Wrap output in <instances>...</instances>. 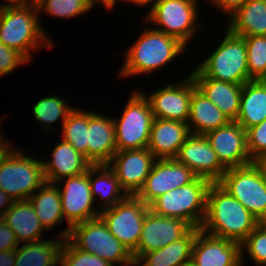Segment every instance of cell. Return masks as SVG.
<instances>
[{
    "label": "cell",
    "mask_w": 266,
    "mask_h": 266,
    "mask_svg": "<svg viewBox=\"0 0 266 266\" xmlns=\"http://www.w3.org/2000/svg\"><path fill=\"white\" fill-rule=\"evenodd\" d=\"M61 127V139L88 160V111L75 107Z\"/></svg>",
    "instance_id": "33"
},
{
    "label": "cell",
    "mask_w": 266,
    "mask_h": 266,
    "mask_svg": "<svg viewBox=\"0 0 266 266\" xmlns=\"http://www.w3.org/2000/svg\"><path fill=\"white\" fill-rule=\"evenodd\" d=\"M196 83L191 74L178 83L147 93L154 118L186 122L190 115V101Z\"/></svg>",
    "instance_id": "13"
},
{
    "label": "cell",
    "mask_w": 266,
    "mask_h": 266,
    "mask_svg": "<svg viewBox=\"0 0 266 266\" xmlns=\"http://www.w3.org/2000/svg\"><path fill=\"white\" fill-rule=\"evenodd\" d=\"M38 15L35 2L25 6L0 8V41L21 53L29 62L33 59L31 54L39 51L42 46H55L43 29Z\"/></svg>",
    "instance_id": "3"
},
{
    "label": "cell",
    "mask_w": 266,
    "mask_h": 266,
    "mask_svg": "<svg viewBox=\"0 0 266 266\" xmlns=\"http://www.w3.org/2000/svg\"><path fill=\"white\" fill-rule=\"evenodd\" d=\"M11 146L0 159V189L14 201L28 198L45 183L43 159Z\"/></svg>",
    "instance_id": "5"
},
{
    "label": "cell",
    "mask_w": 266,
    "mask_h": 266,
    "mask_svg": "<svg viewBox=\"0 0 266 266\" xmlns=\"http://www.w3.org/2000/svg\"><path fill=\"white\" fill-rule=\"evenodd\" d=\"M191 259L196 266H242L241 244L200 230L193 243Z\"/></svg>",
    "instance_id": "19"
},
{
    "label": "cell",
    "mask_w": 266,
    "mask_h": 266,
    "mask_svg": "<svg viewBox=\"0 0 266 266\" xmlns=\"http://www.w3.org/2000/svg\"><path fill=\"white\" fill-rule=\"evenodd\" d=\"M34 0H5V3L0 4V8L3 7H15V6H25L32 4Z\"/></svg>",
    "instance_id": "45"
},
{
    "label": "cell",
    "mask_w": 266,
    "mask_h": 266,
    "mask_svg": "<svg viewBox=\"0 0 266 266\" xmlns=\"http://www.w3.org/2000/svg\"><path fill=\"white\" fill-rule=\"evenodd\" d=\"M190 134L186 122L154 118L148 150L156 159H175Z\"/></svg>",
    "instance_id": "21"
},
{
    "label": "cell",
    "mask_w": 266,
    "mask_h": 266,
    "mask_svg": "<svg viewBox=\"0 0 266 266\" xmlns=\"http://www.w3.org/2000/svg\"><path fill=\"white\" fill-rule=\"evenodd\" d=\"M198 0H157L148 10L145 21L153 29L171 35L188 46L189 40L199 32ZM158 27V28H157Z\"/></svg>",
    "instance_id": "9"
},
{
    "label": "cell",
    "mask_w": 266,
    "mask_h": 266,
    "mask_svg": "<svg viewBox=\"0 0 266 266\" xmlns=\"http://www.w3.org/2000/svg\"><path fill=\"white\" fill-rule=\"evenodd\" d=\"M218 183L260 222H266V181L254 163L227 169Z\"/></svg>",
    "instance_id": "10"
},
{
    "label": "cell",
    "mask_w": 266,
    "mask_h": 266,
    "mask_svg": "<svg viewBox=\"0 0 266 266\" xmlns=\"http://www.w3.org/2000/svg\"><path fill=\"white\" fill-rule=\"evenodd\" d=\"M63 184V185H62ZM61 194V204L67 228L59 232L62 239H67L71 227L75 224L99 217L100 210L92 197L89 183V169L87 172L63 178L55 183ZM95 206V207H94Z\"/></svg>",
    "instance_id": "12"
},
{
    "label": "cell",
    "mask_w": 266,
    "mask_h": 266,
    "mask_svg": "<svg viewBox=\"0 0 266 266\" xmlns=\"http://www.w3.org/2000/svg\"><path fill=\"white\" fill-rule=\"evenodd\" d=\"M53 147L50 160L42 161L47 183L55 184L63 178L83 174L92 165L86 157L63 140Z\"/></svg>",
    "instance_id": "23"
},
{
    "label": "cell",
    "mask_w": 266,
    "mask_h": 266,
    "mask_svg": "<svg viewBox=\"0 0 266 266\" xmlns=\"http://www.w3.org/2000/svg\"><path fill=\"white\" fill-rule=\"evenodd\" d=\"M57 239L48 238L18 245L15 249L14 266H59L60 249L64 239Z\"/></svg>",
    "instance_id": "31"
},
{
    "label": "cell",
    "mask_w": 266,
    "mask_h": 266,
    "mask_svg": "<svg viewBox=\"0 0 266 266\" xmlns=\"http://www.w3.org/2000/svg\"><path fill=\"white\" fill-rule=\"evenodd\" d=\"M190 74L197 89L214 103L230 121H236L243 85L208 78L197 67Z\"/></svg>",
    "instance_id": "22"
},
{
    "label": "cell",
    "mask_w": 266,
    "mask_h": 266,
    "mask_svg": "<svg viewBox=\"0 0 266 266\" xmlns=\"http://www.w3.org/2000/svg\"><path fill=\"white\" fill-rule=\"evenodd\" d=\"M212 182L196 177L191 183L155 199L149 209L160 216L182 219L192 228H201L207 211V194Z\"/></svg>",
    "instance_id": "4"
},
{
    "label": "cell",
    "mask_w": 266,
    "mask_h": 266,
    "mask_svg": "<svg viewBox=\"0 0 266 266\" xmlns=\"http://www.w3.org/2000/svg\"><path fill=\"white\" fill-rule=\"evenodd\" d=\"M175 159L191 169L197 177L212 183L219 182L227 171L205 135L190 134Z\"/></svg>",
    "instance_id": "17"
},
{
    "label": "cell",
    "mask_w": 266,
    "mask_h": 266,
    "mask_svg": "<svg viewBox=\"0 0 266 266\" xmlns=\"http://www.w3.org/2000/svg\"><path fill=\"white\" fill-rule=\"evenodd\" d=\"M39 16L46 15L71 19L90 12L94 7L88 0H34Z\"/></svg>",
    "instance_id": "34"
},
{
    "label": "cell",
    "mask_w": 266,
    "mask_h": 266,
    "mask_svg": "<svg viewBox=\"0 0 266 266\" xmlns=\"http://www.w3.org/2000/svg\"><path fill=\"white\" fill-rule=\"evenodd\" d=\"M88 161L108 164L117 152L113 117L88 111Z\"/></svg>",
    "instance_id": "20"
},
{
    "label": "cell",
    "mask_w": 266,
    "mask_h": 266,
    "mask_svg": "<svg viewBox=\"0 0 266 266\" xmlns=\"http://www.w3.org/2000/svg\"><path fill=\"white\" fill-rule=\"evenodd\" d=\"M143 30L134 44L124 53L125 58L119 71V76L122 78L151 75L170 64L187 47L179 39L152 27L149 28V24Z\"/></svg>",
    "instance_id": "2"
},
{
    "label": "cell",
    "mask_w": 266,
    "mask_h": 266,
    "mask_svg": "<svg viewBox=\"0 0 266 266\" xmlns=\"http://www.w3.org/2000/svg\"><path fill=\"white\" fill-rule=\"evenodd\" d=\"M225 30L218 47L196 67L208 78L243 85L252 81L248 73L246 43L244 37L233 34L228 28Z\"/></svg>",
    "instance_id": "6"
},
{
    "label": "cell",
    "mask_w": 266,
    "mask_h": 266,
    "mask_svg": "<svg viewBox=\"0 0 266 266\" xmlns=\"http://www.w3.org/2000/svg\"><path fill=\"white\" fill-rule=\"evenodd\" d=\"M2 219L12 229L19 244L45 239L43 233L46 229L39 221L29 200L14 201L4 213Z\"/></svg>",
    "instance_id": "24"
},
{
    "label": "cell",
    "mask_w": 266,
    "mask_h": 266,
    "mask_svg": "<svg viewBox=\"0 0 266 266\" xmlns=\"http://www.w3.org/2000/svg\"><path fill=\"white\" fill-rule=\"evenodd\" d=\"M68 239L82 251L99 256L114 266H135L132 254L110 233L100 217L73 225Z\"/></svg>",
    "instance_id": "8"
},
{
    "label": "cell",
    "mask_w": 266,
    "mask_h": 266,
    "mask_svg": "<svg viewBox=\"0 0 266 266\" xmlns=\"http://www.w3.org/2000/svg\"><path fill=\"white\" fill-rule=\"evenodd\" d=\"M59 266H114L110 262L82 251L77 248L68 238L64 239L59 257Z\"/></svg>",
    "instance_id": "37"
},
{
    "label": "cell",
    "mask_w": 266,
    "mask_h": 266,
    "mask_svg": "<svg viewBox=\"0 0 266 266\" xmlns=\"http://www.w3.org/2000/svg\"><path fill=\"white\" fill-rule=\"evenodd\" d=\"M29 61L18 51L8 48L0 41V78L12 73Z\"/></svg>",
    "instance_id": "39"
},
{
    "label": "cell",
    "mask_w": 266,
    "mask_h": 266,
    "mask_svg": "<svg viewBox=\"0 0 266 266\" xmlns=\"http://www.w3.org/2000/svg\"><path fill=\"white\" fill-rule=\"evenodd\" d=\"M245 251L256 266H266V222H261L241 243L242 264Z\"/></svg>",
    "instance_id": "36"
},
{
    "label": "cell",
    "mask_w": 266,
    "mask_h": 266,
    "mask_svg": "<svg viewBox=\"0 0 266 266\" xmlns=\"http://www.w3.org/2000/svg\"><path fill=\"white\" fill-rule=\"evenodd\" d=\"M266 119V80H252L242 86L238 122L245 130Z\"/></svg>",
    "instance_id": "28"
},
{
    "label": "cell",
    "mask_w": 266,
    "mask_h": 266,
    "mask_svg": "<svg viewBox=\"0 0 266 266\" xmlns=\"http://www.w3.org/2000/svg\"><path fill=\"white\" fill-rule=\"evenodd\" d=\"M253 163L259 169L263 179L266 181V154L256 158Z\"/></svg>",
    "instance_id": "44"
},
{
    "label": "cell",
    "mask_w": 266,
    "mask_h": 266,
    "mask_svg": "<svg viewBox=\"0 0 266 266\" xmlns=\"http://www.w3.org/2000/svg\"><path fill=\"white\" fill-rule=\"evenodd\" d=\"M192 227L182 219L160 216L147 211L139 244L132 254L136 262L143 254L150 253L165 247L184 237Z\"/></svg>",
    "instance_id": "14"
},
{
    "label": "cell",
    "mask_w": 266,
    "mask_h": 266,
    "mask_svg": "<svg viewBox=\"0 0 266 266\" xmlns=\"http://www.w3.org/2000/svg\"><path fill=\"white\" fill-rule=\"evenodd\" d=\"M229 122L228 117L197 87L193 90L190 115L187 121L191 134L206 135Z\"/></svg>",
    "instance_id": "25"
},
{
    "label": "cell",
    "mask_w": 266,
    "mask_h": 266,
    "mask_svg": "<svg viewBox=\"0 0 266 266\" xmlns=\"http://www.w3.org/2000/svg\"><path fill=\"white\" fill-rule=\"evenodd\" d=\"M182 266H196V264L191 260L185 262Z\"/></svg>",
    "instance_id": "49"
},
{
    "label": "cell",
    "mask_w": 266,
    "mask_h": 266,
    "mask_svg": "<svg viewBox=\"0 0 266 266\" xmlns=\"http://www.w3.org/2000/svg\"><path fill=\"white\" fill-rule=\"evenodd\" d=\"M247 151L252 161L266 154V119L246 130Z\"/></svg>",
    "instance_id": "38"
},
{
    "label": "cell",
    "mask_w": 266,
    "mask_h": 266,
    "mask_svg": "<svg viewBox=\"0 0 266 266\" xmlns=\"http://www.w3.org/2000/svg\"><path fill=\"white\" fill-rule=\"evenodd\" d=\"M19 242L12 229L0 218V251L15 250Z\"/></svg>",
    "instance_id": "40"
},
{
    "label": "cell",
    "mask_w": 266,
    "mask_h": 266,
    "mask_svg": "<svg viewBox=\"0 0 266 266\" xmlns=\"http://www.w3.org/2000/svg\"><path fill=\"white\" fill-rule=\"evenodd\" d=\"M39 221L47 230L55 229V226L65 222L61 194L55 184L45 183L41 188H38L29 198Z\"/></svg>",
    "instance_id": "29"
},
{
    "label": "cell",
    "mask_w": 266,
    "mask_h": 266,
    "mask_svg": "<svg viewBox=\"0 0 266 266\" xmlns=\"http://www.w3.org/2000/svg\"><path fill=\"white\" fill-rule=\"evenodd\" d=\"M90 4L94 7V5L98 2L100 5L105 6L107 10H113V7L117 4V0H88Z\"/></svg>",
    "instance_id": "48"
},
{
    "label": "cell",
    "mask_w": 266,
    "mask_h": 266,
    "mask_svg": "<svg viewBox=\"0 0 266 266\" xmlns=\"http://www.w3.org/2000/svg\"><path fill=\"white\" fill-rule=\"evenodd\" d=\"M228 29L238 36H266L264 0H248L228 20Z\"/></svg>",
    "instance_id": "30"
},
{
    "label": "cell",
    "mask_w": 266,
    "mask_h": 266,
    "mask_svg": "<svg viewBox=\"0 0 266 266\" xmlns=\"http://www.w3.org/2000/svg\"><path fill=\"white\" fill-rule=\"evenodd\" d=\"M13 202L14 200L0 189V218H2L4 213L13 204Z\"/></svg>",
    "instance_id": "43"
},
{
    "label": "cell",
    "mask_w": 266,
    "mask_h": 266,
    "mask_svg": "<svg viewBox=\"0 0 266 266\" xmlns=\"http://www.w3.org/2000/svg\"><path fill=\"white\" fill-rule=\"evenodd\" d=\"M205 136L226 169L253 163L247 151L246 130L238 122L230 121Z\"/></svg>",
    "instance_id": "18"
},
{
    "label": "cell",
    "mask_w": 266,
    "mask_h": 266,
    "mask_svg": "<svg viewBox=\"0 0 266 266\" xmlns=\"http://www.w3.org/2000/svg\"><path fill=\"white\" fill-rule=\"evenodd\" d=\"M149 206L136 195H128L115 206L100 211L108 230L133 254L139 244Z\"/></svg>",
    "instance_id": "11"
},
{
    "label": "cell",
    "mask_w": 266,
    "mask_h": 266,
    "mask_svg": "<svg viewBox=\"0 0 266 266\" xmlns=\"http://www.w3.org/2000/svg\"><path fill=\"white\" fill-rule=\"evenodd\" d=\"M60 96H47L39 99L34 105L32 113L36 121L40 122L44 131H51L56 122L60 119L64 124L67 116L75 109L73 105L67 104ZM51 129V130H50Z\"/></svg>",
    "instance_id": "32"
},
{
    "label": "cell",
    "mask_w": 266,
    "mask_h": 266,
    "mask_svg": "<svg viewBox=\"0 0 266 266\" xmlns=\"http://www.w3.org/2000/svg\"><path fill=\"white\" fill-rule=\"evenodd\" d=\"M3 122V119L0 118V126ZM5 136H3V134H1L0 131V159L1 157L5 154V152L13 145L11 144L12 142H9V140L7 141ZM11 144V145H10Z\"/></svg>",
    "instance_id": "46"
},
{
    "label": "cell",
    "mask_w": 266,
    "mask_h": 266,
    "mask_svg": "<svg viewBox=\"0 0 266 266\" xmlns=\"http://www.w3.org/2000/svg\"><path fill=\"white\" fill-rule=\"evenodd\" d=\"M89 183L95 203L101 201L98 206L100 211L115 206L128 196L114 171L107 164L89 167Z\"/></svg>",
    "instance_id": "26"
},
{
    "label": "cell",
    "mask_w": 266,
    "mask_h": 266,
    "mask_svg": "<svg viewBox=\"0 0 266 266\" xmlns=\"http://www.w3.org/2000/svg\"><path fill=\"white\" fill-rule=\"evenodd\" d=\"M15 260V250L0 251V266H14Z\"/></svg>",
    "instance_id": "42"
},
{
    "label": "cell",
    "mask_w": 266,
    "mask_h": 266,
    "mask_svg": "<svg viewBox=\"0 0 266 266\" xmlns=\"http://www.w3.org/2000/svg\"><path fill=\"white\" fill-rule=\"evenodd\" d=\"M249 77L266 80V36H244Z\"/></svg>",
    "instance_id": "35"
},
{
    "label": "cell",
    "mask_w": 266,
    "mask_h": 266,
    "mask_svg": "<svg viewBox=\"0 0 266 266\" xmlns=\"http://www.w3.org/2000/svg\"><path fill=\"white\" fill-rule=\"evenodd\" d=\"M247 1L248 0H211V4L217 8L216 10H221V13H226L225 16H228L229 19L235 12L243 7Z\"/></svg>",
    "instance_id": "41"
},
{
    "label": "cell",
    "mask_w": 266,
    "mask_h": 266,
    "mask_svg": "<svg viewBox=\"0 0 266 266\" xmlns=\"http://www.w3.org/2000/svg\"><path fill=\"white\" fill-rule=\"evenodd\" d=\"M118 2L121 1V2H128L129 4H132V5H136V6H139L142 8L143 7H146V6H149L148 8H151L153 6V4L157 1V0H117ZM151 5V6H150Z\"/></svg>",
    "instance_id": "47"
},
{
    "label": "cell",
    "mask_w": 266,
    "mask_h": 266,
    "mask_svg": "<svg viewBox=\"0 0 266 266\" xmlns=\"http://www.w3.org/2000/svg\"><path fill=\"white\" fill-rule=\"evenodd\" d=\"M197 176L176 159H156L136 196L148 206L168 191L191 183Z\"/></svg>",
    "instance_id": "15"
},
{
    "label": "cell",
    "mask_w": 266,
    "mask_h": 266,
    "mask_svg": "<svg viewBox=\"0 0 266 266\" xmlns=\"http://www.w3.org/2000/svg\"><path fill=\"white\" fill-rule=\"evenodd\" d=\"M120 117H113L117 151L148 147L154 119L143 90H133Z\"/></svg>",
    "instance_id": "7"
},
{
    "label": "cell",
    "mask_w": 266,
    "mask_h": 266,
    "mask_svg": "<svg viewBox=\"0 0 266 266\" xmlns=\"http://www.w3.org/2000/svg\"><path fill=\"white\" fill-rule=\"evenodd\" d=\"M201 228H192L184 237L165 247L143 254L135 266H182L191 260L192 247Z\"/></svg>",
    "instance_id": "27"
},
{
    "label": "cell",
    "mask_w": 266,
    "mask_h": 266,
    "mask_svg": "<svg viewBox=\"0 0 266 266\" xmlns=\"http://www.w3.org/2000/svg\"><path fill=\"white\" fill-rule=\"evenodd\" d=\"M261 222L218 182L207 194V211L201 230L241 244Z\"/></svg>",
    "instance_id": "1"
},
{
    "label": "cell",
    "mask_w": 266,
    "mask_h": 266,
    "mask_svg": "<svg viewBox=\"0 0 266 266\" xmlns=\"http://www.w3.org/2000/svg\"><path fill=\"white\" fill-rule=\"evenodd\" d=\"M155 161V156L146 147L117 151L107 165L114 171L126 193L136 195L143 187Z\"/></svg>",
    "instance_id": "16"
}]
</instances>
